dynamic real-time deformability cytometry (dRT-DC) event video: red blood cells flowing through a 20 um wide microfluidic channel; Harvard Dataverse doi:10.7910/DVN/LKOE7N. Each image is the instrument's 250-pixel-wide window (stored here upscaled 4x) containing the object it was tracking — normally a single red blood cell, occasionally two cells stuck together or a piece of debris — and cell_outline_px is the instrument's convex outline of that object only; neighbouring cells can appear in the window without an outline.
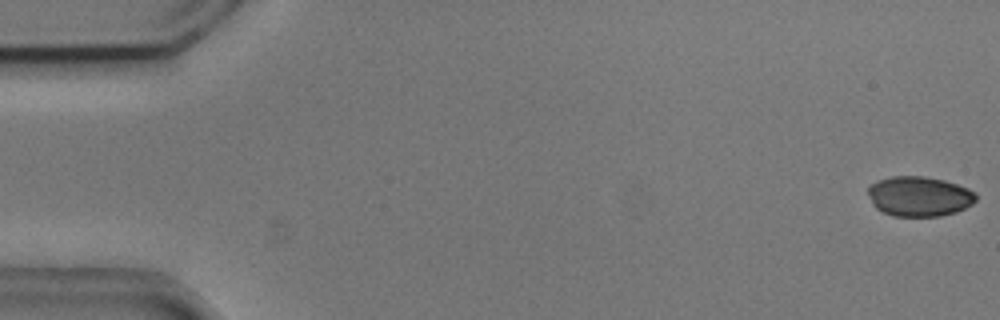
{"species": "common noctule bat (a hibernating species)", "species_latin": "Nyctalus noctula", "temperature_condition": "cold", "stored_images_in_passage": 12, "camera_frame_rate_fps": 3000, "um_per_image_px": 0.085, "animal": {"sex": "male", "body_mass_g": 20.5, "forearm_length_mm": 52.5}, "frame": {"image": 1, "passage_image": 1, "time_ms": 0.0, "image_size_px": [1000, 320], "cell_outline_px": [[976, 200], [972, 204], [956, 212], [940, 216], [892, 216], [876, 208], [872, 204], [868, 192], [868, 188], [876, 180], [892, 176], [924, 176], [944, 180], [968, 188], [976, 192]], "centroid_in_image_um": [78.13, 16.68], "position_along_channel_um": 6.9, "area_um2": 25.2}}